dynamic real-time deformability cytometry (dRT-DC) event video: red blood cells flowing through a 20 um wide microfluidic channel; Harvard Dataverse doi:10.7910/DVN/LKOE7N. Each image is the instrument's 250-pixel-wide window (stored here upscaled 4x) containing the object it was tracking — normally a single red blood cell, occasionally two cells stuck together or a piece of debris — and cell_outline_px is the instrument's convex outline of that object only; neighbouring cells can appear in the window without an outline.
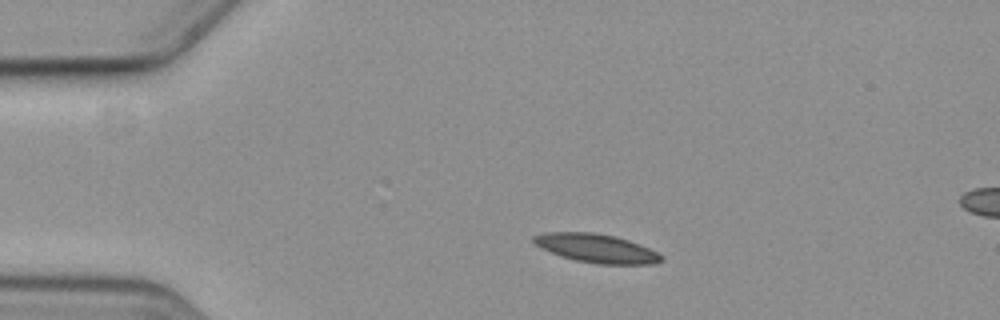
{"species": "common noctule bat (a hibernating species)", "species_latin": "Nyctalus noctula", "temperature_condition": "cold", "stored_images_in_passage": 54, "camera_frame_rate_fps": 3000, "um_per_image_px": 0.085, "animal": {"sex": "female", "body_mass_g": 19.3, "forearm_length_mm": 54.1}, "frame": {"image": 1, "passage_image": 8, "time_ms": 2.333, "image_size_px": [1000, 320], "cell_outline_px": [[664, 260], [652, 264], [596, 264], [576, 260], [560, 256], [540, 248], [532, 240], [532, 236], [544, 232], [596, 232], [616, 236], [640, 244], [660, 252], [664, 256]], "centroid_in_image_um": [50.72, 21.1], "position_along_channel_um": 34.3, "area_um2": 21.68}}
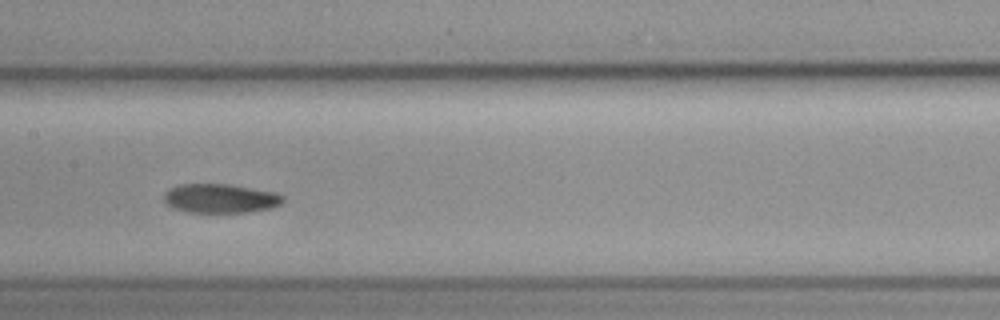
{"frame": {"image": 2, "passage_image": 25, "time_ms": 8.0, "image_size_px": [1000, 320], "cell_outline_px": [[284, 200], [280, 204], [272, 208], [248, 212], [188, 212], [172, 208], [164, 204], [164, 192], [168, 188], [180, 184], [228, 184], [276, 192], [284, 196]], "centroid_in_image_um": [18.7, 16.86], "position_along_channel_um": 188.7, "area_um2": 20.4}}
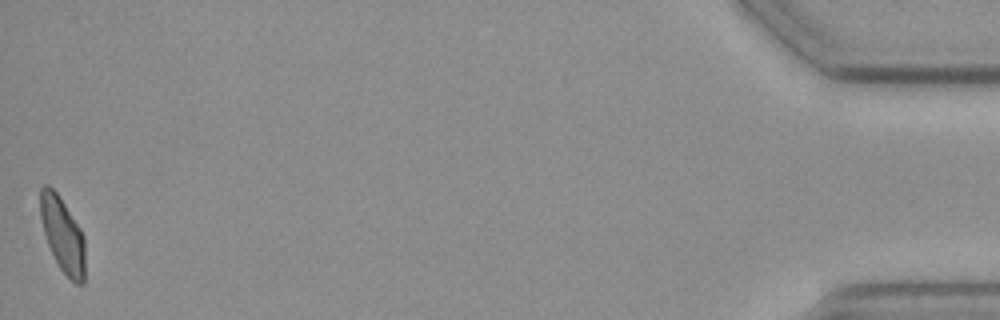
{"frame": {"image": 3, "passage_image": 54, "time_ms": 17.667, "image_size_px": [1000, 320], "cell_outline_px": [[84, 284], [76, 284], [60, 268], [48, 244], [44, 232], [40, 216], [40, 188], [44, 184], [48, 184], [56, 192], [80, 228], [84, 236]], "centroid_in_image_um": [5.32, 19.94], "position_along_channel_um": 429.9, "area_um2": 19.19}, "authors_computed_cell_mechanics": {"area_um2": 20.4034, "velocity_mm_per_s": 3.5456, "shape_relaxation_time_tau1_ms": 3.8199, "shape_relaxation_time_tau2_ms": 3.9797, "deformation_change_tau1": 0.1249, "deformation_change_tau2": 0.0835}}